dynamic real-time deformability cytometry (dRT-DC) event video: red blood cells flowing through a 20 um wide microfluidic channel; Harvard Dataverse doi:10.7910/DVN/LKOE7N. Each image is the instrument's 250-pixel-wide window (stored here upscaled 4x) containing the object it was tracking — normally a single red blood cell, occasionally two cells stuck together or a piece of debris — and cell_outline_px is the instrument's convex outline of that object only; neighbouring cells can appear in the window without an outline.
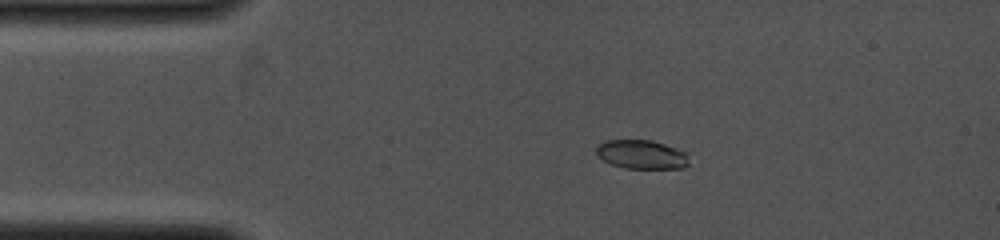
{"species": "common noctule bat (a hibernating species)", "species_latin": "Nyctalus noctula", "temperature_condition": "cold", "stored_images_in_passage": 11, "camera_frame_rate_fps": 4000, "um_per_image_px": 0.085, "animal": {"sex": "female", "body_mass_g": 19.0, "forearm_length_mm": 53.3}, "frame": {"image": 1, "passage_image": 4, "time_ms": 2.5, "image_size_px": [1000, 240], "cell_outline_px": [[688, 164], [684, 168], [624, 168], [612, 164], [604, 160], [596, 152], [596, 148], [600, 144], [608, 140], [652, 140], [664, 144], [684, 152]], "centroid_in_image_um": [54.52, 13.13], "position_along_channel_um": 30.5, "area_um2": 15.2}}
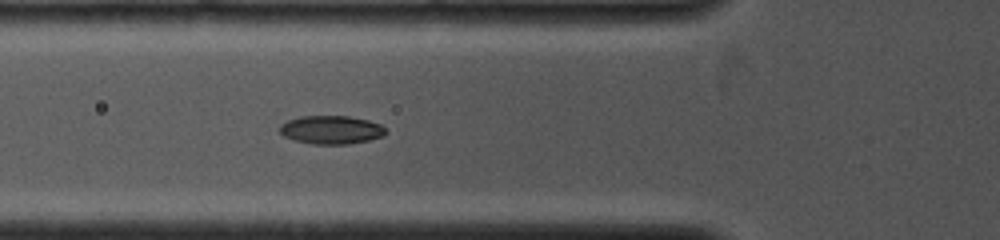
{"frame": {"image": 2, "passage_image": 8, "time_ms": 5.0, "image_size_px": [1000, 240], "cell_outline_px": [[388, 132], [384, 136], [368, 140], [348, 144], [312, 144], [296, 140], [284, 136], [280, 132], [280, 124], [288, 120], [300, 116], [348, 116], [368, 120], [380, 124]], "centroid_in_image_um": [28.17, 11.03], "position_along_channel_um": 97.6, "area_um2": 17.51}}
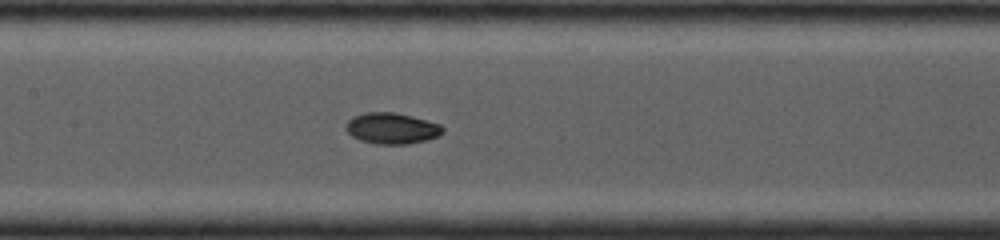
{"frame": {"image": 3, "passage_image": 11, "time_ms": 6.75, "image_size_px": [1000, 240], "cell_outline_px": [[444, 132], [428, 140], [408, 144], [376, 144], [360, 140], [352, 136], [344, 128], [344, 124], [352, 116], [364, 112], [396, 112], [412, 116], [440, 124], [444, 128]], "centroid_in_image_um": [33.27, 10.9], "position_along_channel_um": 174.1, "area_um2": 17.74}}